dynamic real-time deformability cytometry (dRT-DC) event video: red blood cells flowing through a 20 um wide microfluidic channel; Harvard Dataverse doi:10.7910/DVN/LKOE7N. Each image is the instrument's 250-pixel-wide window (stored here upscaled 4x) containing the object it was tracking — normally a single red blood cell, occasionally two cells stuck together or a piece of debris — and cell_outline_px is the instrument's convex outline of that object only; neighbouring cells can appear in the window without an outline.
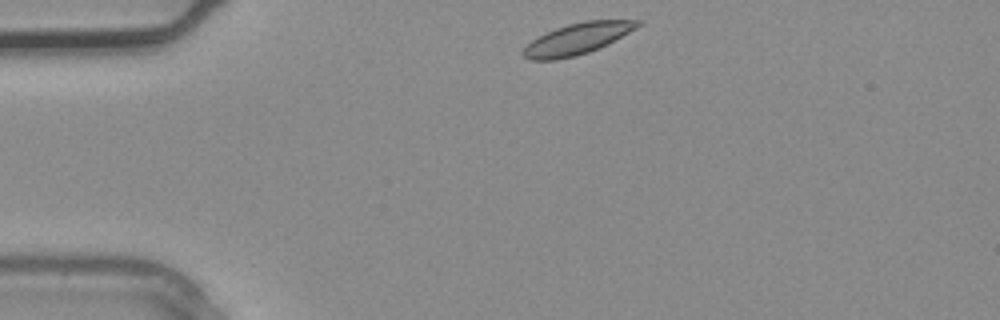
{"species": "common noctule bat (a hibernating species)", "species_latin": "Nyctalus noctula", "temperature_condition": "warm", "stored_images_in_passage": 1, "camera_frame_rate_fps": 3000, "um_per_image_px": 0.085, "animal": {"sex": "male", "body_mass_g": 20.4}, "frame": {"image": 1, "passage_image": 1, "time_ms": 0.0, "image_size_px": [1000, 320], "cell_outline_px": [[644, 24], [608, 44], [588, 52], [576, 56], [556, 60], [528, 60], [520, 52], [532, 40], [556, 28], [568, 24], [584, 20], [640, 20]], "centroid_in_image_um": [49.09, 3.3], "position_along_channel_um": 35.9, "area_um2": 20.81}}